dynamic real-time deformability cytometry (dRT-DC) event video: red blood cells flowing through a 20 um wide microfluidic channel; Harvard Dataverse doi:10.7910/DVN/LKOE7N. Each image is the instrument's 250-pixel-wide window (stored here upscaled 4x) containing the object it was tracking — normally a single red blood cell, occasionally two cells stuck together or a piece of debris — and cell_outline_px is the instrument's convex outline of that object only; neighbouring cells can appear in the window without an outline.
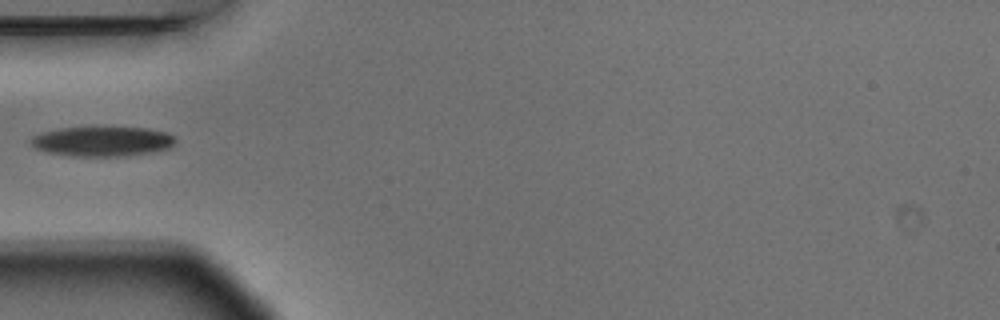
{"species": "Egyptian fruit bat (a non-hibernating species)", "species_latin": "Rousettus aegyptiacus", "temperature_condition": "warm", "stored_images_in_passage": 6, "camera_frame_rate_fps": 3000, "um_per_image_px": 0.085, "animal": {"sex": "male"}, "frame": {"image": 1, "passage_image": 5, "time_ms": 1.333, "image_size_px": [1000, 320], "cell_outline_px": [[176, 144], [168, 148], [152, 152], [124, 156], [64, 156], [48, 152], [36, 148], [28, 144], [28, 140], [32, 136], [40, 132], [60, 128], [148, 128], [168, 132], [176, 136]], "centroid_in_image_um": [8.68, 12.02], "position_along_channel_um": 76.3, "area_um2": 25.37}}
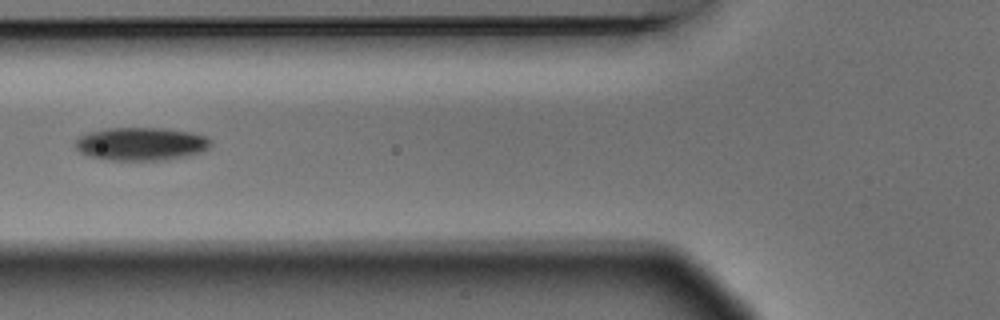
{"frame": {"image": 2, "passage_image": 6, "time_ms": 1.667, "image_size_px": [1000, 320], "cell_outline_px": [[212, 144], [204, 152], [168, 160], [108, 160], [88, 156], [80, 152], [76, 148], [76, 140], [80, 136], [88, 132], [104, 128], [164, 128], [192, 132], [204, 136], [212, 140]], "centroid_in_image_um": [12.02, 12.23], "position_along_channel_um": 113.8, "area_um2": 26.41}}